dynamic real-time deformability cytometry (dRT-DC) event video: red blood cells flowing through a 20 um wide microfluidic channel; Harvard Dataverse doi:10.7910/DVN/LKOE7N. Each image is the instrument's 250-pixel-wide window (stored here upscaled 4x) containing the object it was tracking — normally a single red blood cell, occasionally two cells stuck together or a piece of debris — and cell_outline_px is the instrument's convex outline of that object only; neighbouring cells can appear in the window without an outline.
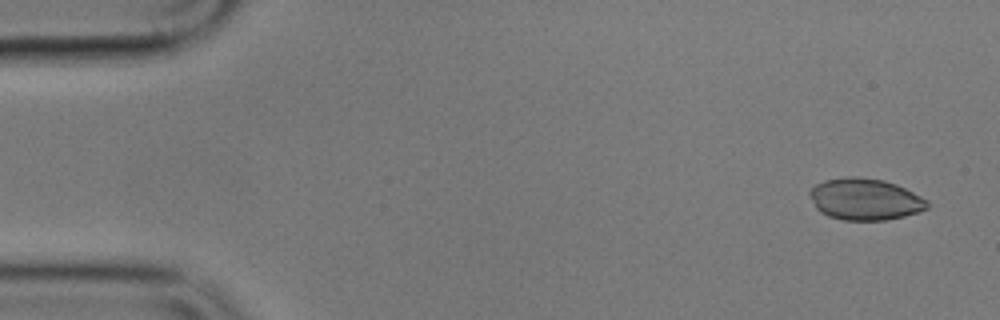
{"species": "common noctule bat (a hibernating species)", "species_latin": "Nyctalus noctula", "temperature_condition": "cold", "stored_images_in_passage": 7, "camera_frame_rate_fps": 3000, "um_per_image_px": 0.085, "animal": {"sex": "male", "body_mass_g": 17.9}, "frame": {"image": 1, "passage_image": 1, "time_ms": 0.0, "image_size_px": [1000, 320], "cell_outline_px": [[928, 208], [920, 212], [888, 220], [844, 220], [828, 216], [820, 212], [816, 208], [808, 192], [816, 184], [824, 180], [848, 176], [856, 176], [884, 180], [896, 184], [928, 200]], "centroid_in_image_um": [73.52, 16.93], "position_along_channel_um": 11.5, "area_um2": 28.61}}
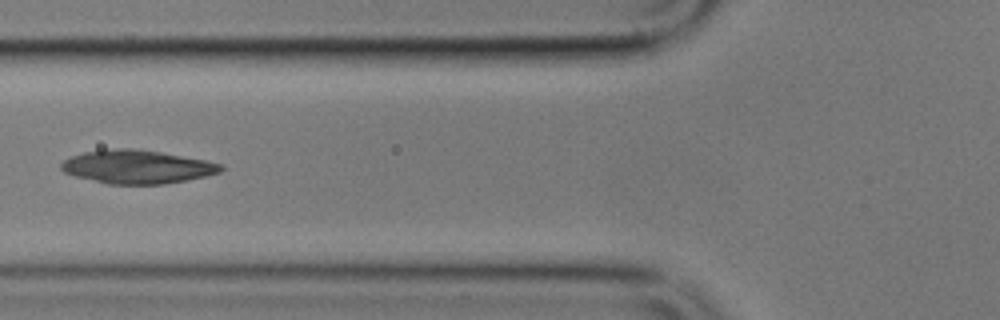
{"frame": {"image": 2, "passage_image": 6, "time_ms": 6.333, "image_size_px": [1000, 320], "cell_outline_px": [[224, 168], [220, 172], [208, 176], [164, 184], [108, 184], [76, 176], [64, 172], [60, 168], [60, 164], [64, 160], [72, 156], [84, 152], [112, 148], [132, 148], [160, 152], [204, 160], [224, 164]], "centroid_in_image_um": [11.67, 14.18], "position_along_channel_um": 114.1, "area_um2": 31.04}}
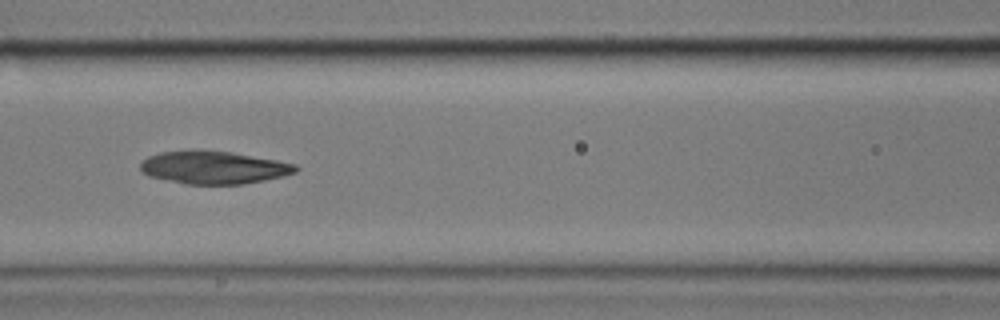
{"frame": {"image": 3, "passage_image": 7, "time_ms": 7.333, "image_size_px": [1000, 320], "cell_outline_px": [[300, 168], [296, 172], [284, 176], [264, 180], [240, 184], [184, 184], [148, 176], [140, 168], [140, 164], [148, 156], [160, 152], [192, 148], [232, 152], [276, 160], [296, 164]], "centroid_in_image_um": [18.14, 14.21], "position_along_channel_um": 148.5, "area_um2": 30.06}}